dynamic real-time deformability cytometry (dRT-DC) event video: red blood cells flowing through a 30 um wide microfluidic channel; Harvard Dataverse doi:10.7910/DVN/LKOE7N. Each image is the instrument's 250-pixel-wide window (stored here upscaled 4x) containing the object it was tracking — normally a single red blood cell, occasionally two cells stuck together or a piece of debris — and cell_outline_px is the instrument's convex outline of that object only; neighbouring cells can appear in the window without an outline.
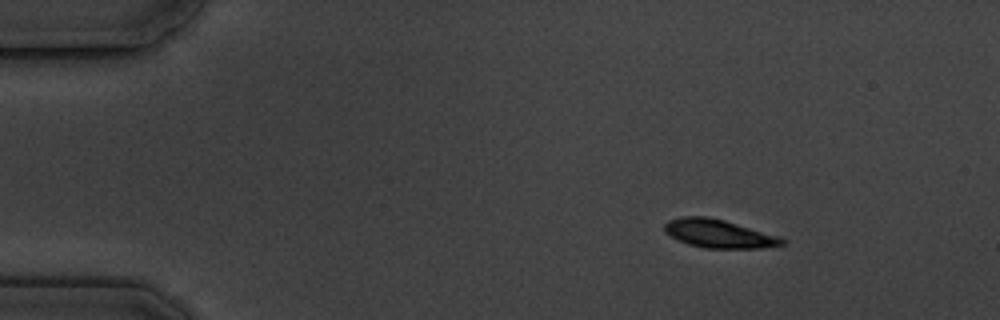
{"species": "common noctule bat (a hibernating species)", "species_latin": "Nyctalus noctula", "temperature_condition": "cold", "stored_images_in_passage": 8, "camera_frame_rate_fps": 3000, "um_per_image_px": 0.085, "animal": {"sex": "male", "body_mass_g": 19.5, "forearm_length_mm": 54.6}, "frame": {"image": 1, "passage_image": 2, "time_ms": 1.333, "image_size_px": [1000, 320], "cell_outline_px": [[788, 240], [784, 244], [760, 248], [704, 248], [688, 244], [664, 232], [664, 224], [668, 220], [680, 216], [708, 216], [724, 220], [780, 236]], "centroid_in_image_um": [61.11, 19.85], "position_along_channel_um": 23.9, "area_um2": 19.48}}
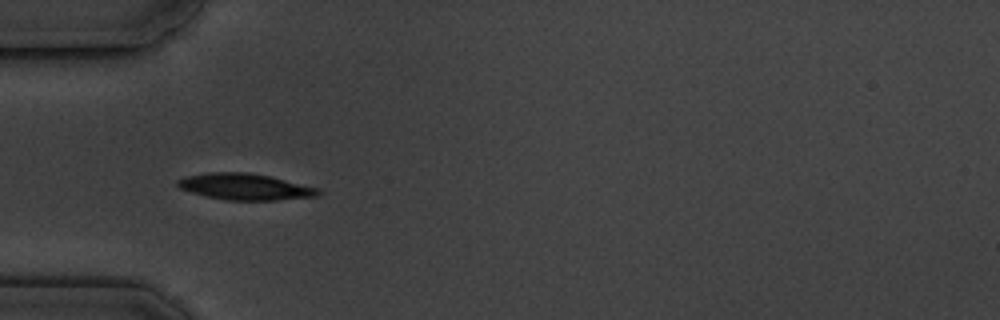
{"frame": {"image": 2, "passage_image": 5, "time_ms": 4.667, "image_size_px": [1000, 320], "cell_outline_px": [[320, 192], [316, 196], [276, 200], [228, 200], [204, 196], [180, 188], [176, 184], [176, 180], [184, 176], [208, 172], [248, 172], [268, 176], [316, 188]], "centroid_in_image_um": [20.72, 15.86], "position_along_channel_um": 64.3, "area_um2": 21.27}}
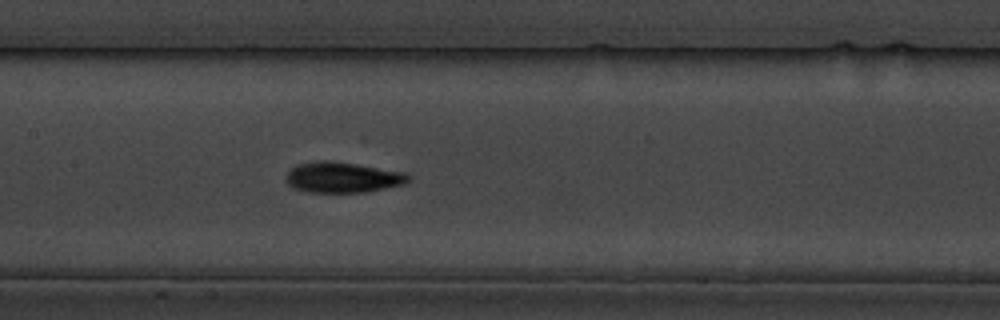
{"frame": {"image": 3, "passage_image": 8, "time_ms": 8.0, "image_size_px": [1000, 320], "cell_outline_px": [[412, 180], [408, 184], [364, 192], [308, 192], [292, 188], [288, 184], [288, 172], [292, 168], [300, 164], [320, 160], [328, 160], [408, 172], [412, 176]], "centroid_in_image_um": [29.23, 15.08], "position_along_channel_um": 178.2, "area_um2": 21.91}}